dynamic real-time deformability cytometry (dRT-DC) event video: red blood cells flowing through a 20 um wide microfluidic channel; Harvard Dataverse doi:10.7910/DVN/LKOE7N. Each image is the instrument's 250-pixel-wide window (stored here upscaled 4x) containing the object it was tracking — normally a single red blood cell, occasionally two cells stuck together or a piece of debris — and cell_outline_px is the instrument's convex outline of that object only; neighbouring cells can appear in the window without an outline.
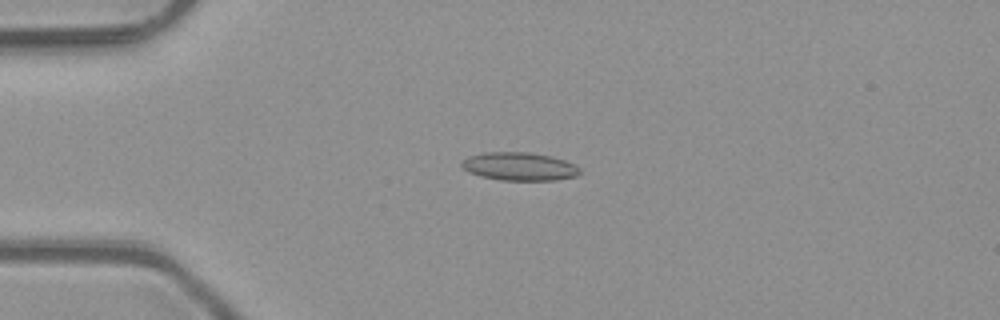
{"species": "common noctule bat (a hibernating species)", "species_latin": "Nyctalus noctula", "temperature_condition": "room temperature", "stored_images_in_passage": 50, "camera_frame_rate_fps": 3000, "um_per_image_px": 0.085, "animal": {"sex": "male", "body_mass_g": 23.1, "forearm_length_mm": 52.7}, "frame": {"image": 1, "passage_image": 12, "time_ms": 3.667, "image_size_px": [1000, 320], "cell_outline_px": [[580, 172], [576, 176], [556, 180], [500, 180], [480, 176], [468, 172], [460, 164], [468, 156], [484, 152], [528, 152], [552, 156], [564, 160], [580, 168]], "centroid_in_image_um": [44.13, 14.15], "position_along_channel_um": 40.9, "area_um2": 19.36}}
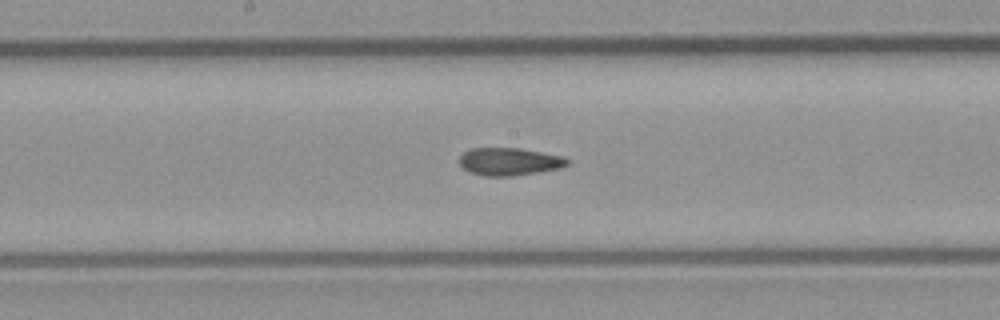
{"frame": {"image": 2, "passage_image": 26, "time_ms": 8.333, "image_size_px": [1000, 320], "cell_outline_px": [[568, 164], [560, 168], [512, 176], [484, 176], [472, 172], [464, 168], [460, 164], [460, 156], [464, 152], [472, 148], [520, 148], [560, 156], [568, 160]], "centroid_in_image_um": [43.27, 13.73], "position_along_channel_um": 204.9, "area_um2": 17.05}}
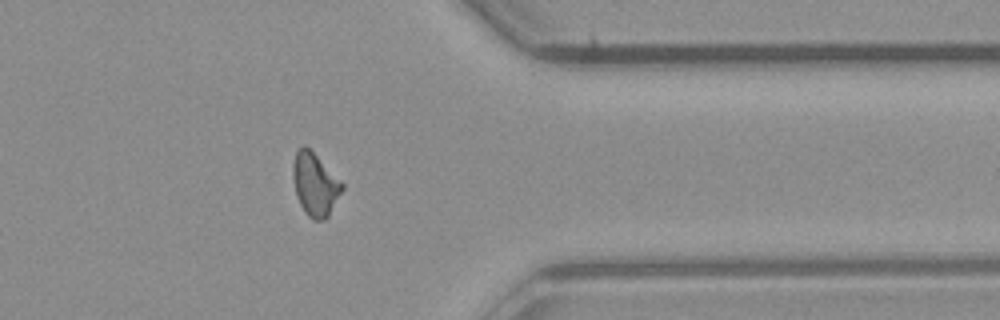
{"frame": {"image": 3, "passage_image": 40, "time_ms": 13.0, "image_size_px": [1000, 320], "cell_outline_px": [[344, 188], [328, 216], [324, 220], [312, 220], [304, 212], [296, 196], [292, 176], [292, 164], [296, 152], [304, 144], [344, 184]], "centroid_in_image_um": [26.76, 15.7], "position_along_channel_um": 384.6, "area_um2": 17.86}, "authors_computed_cell_mechanics": {"area_um2": 17.6868, "velocity_mm_per_s": 4.1191, "shape_relaxation_time_tau1_ms": null, "shape_relaxation_time_tau2_ms": 2.4317, "deformation_change_tau1": null, "deformation_change_tau2": 0.1005}}